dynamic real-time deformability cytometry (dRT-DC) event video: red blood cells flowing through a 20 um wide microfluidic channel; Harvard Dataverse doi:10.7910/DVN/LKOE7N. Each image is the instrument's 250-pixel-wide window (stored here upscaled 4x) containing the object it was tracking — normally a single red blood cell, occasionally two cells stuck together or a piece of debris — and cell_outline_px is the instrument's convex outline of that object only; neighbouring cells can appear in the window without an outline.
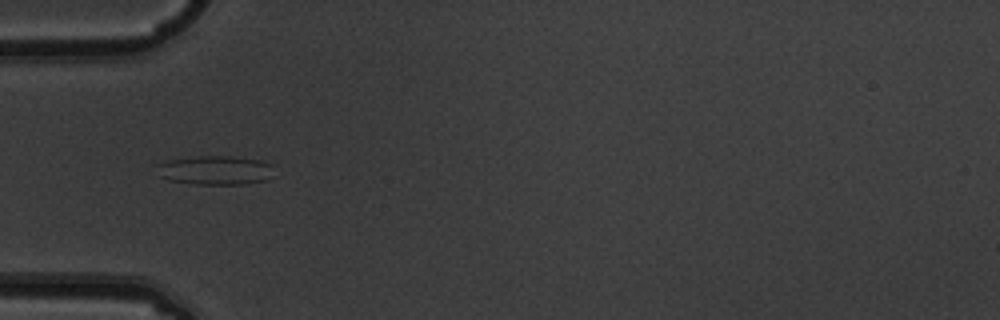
{"species": "common noctule bat (a hibernating species)", "species_latin": "Nyctalus noctula", "temperature_condition": "warm", "stored_images_in_passage": 7, "camera_frame_rate_fps": 3000, "um_per_image_px": 0.085, "animal": {"sex": "male", "body_mass_g": 19.5, "forearm_length_mm": 54.6}, "frame": {"image": 1, "passage_image": 5, "time_ms": 1.333, "image_size_px": [1000, 320], "cell_outline_px": [[272, 164], [268, 180], [248, 184], [196, 184], [168, 180], [160, 176], [152, 164], [164, 160], [196, 156], [232, 156], [260, 160]], "centroid_in_image_um": [18.2, 14.46], "position_along_channel_um": 66.8, "area_um2": 20.17}}
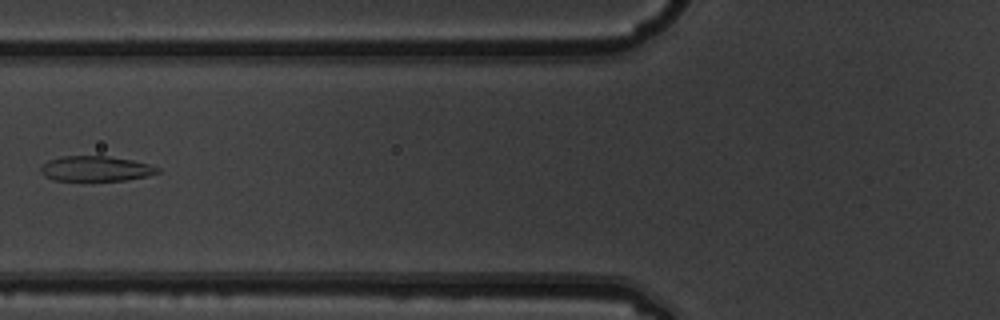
{"frame": {"image": 2, "passage_image": 6, "time_ms": 1.667, "image_size_px": [1000, 320], "cell_outline_px": [[160, 172], [148, 176], [128, 180], [56, 180], [44, 176], [40, 172], [40, 168], [48, 160], [60, 156], [108, 156], [132, 160], [148, 164], [160, 168]], "centroid_in_image_um": [8.15, 14.33], "position_along_channel_um": 117.7, "area_um2": 17.11}}
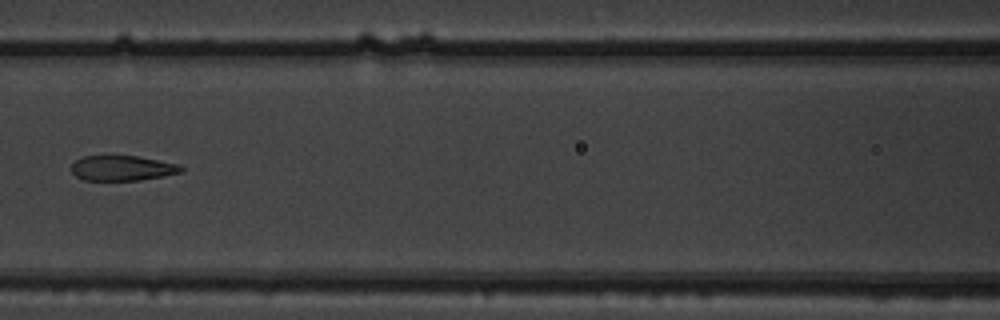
{"frame": {"image": 3, "passage_image": 7, "time_ms": 2.0, "image_size_px": [1000, 320], "cell_outline_px": [[184, 172], [164, 176], [140, 180], [84, 180], [76, 176], [72, 172], [72, 164], [76, 160], [84, 156], [136, 156], [180, 164], [184, 168]], "centroid_in_image_um": [10.44, 14.29], "position_along_channel_um": 156.2, "area_um2": 16.07}}